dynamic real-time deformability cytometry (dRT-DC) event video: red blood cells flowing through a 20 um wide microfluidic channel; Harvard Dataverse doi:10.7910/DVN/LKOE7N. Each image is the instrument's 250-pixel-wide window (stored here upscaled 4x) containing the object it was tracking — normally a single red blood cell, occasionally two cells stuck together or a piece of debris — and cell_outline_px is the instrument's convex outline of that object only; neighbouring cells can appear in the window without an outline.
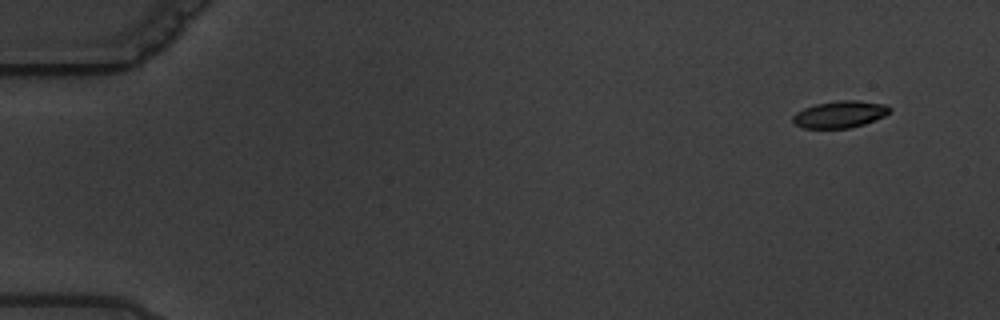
{"species": "common noctule bat (a hibernating species)", "species_latin": "Nyctalus noctula", "temperature_condition": "warm", "stored_images_in_passage": 5, "camera_frame_rate_fps": 3000, "um_per_image_px": 0.085, "animal": {"sex": "male", "body_mass_g": 19.5, "forearm_length_mm": 54.6}, "frame": {"image": 1, "passage_image": 1, "time_ms": 0.0, "image_size_px": [1000, 320], "cell_outline_px": [[892, 108], [884, 116], [864, 124], [848, 128], [804, 128], [796, 124], [792, 120], [792, 116], [796, 112], [804, 108], [816, 104], [840, 100], [856, 100], [888, 104]], "centroid_in_image_um": [71.4, 9.71], "position_along_channel_um": 13.6, "area_um2": 15.14}}